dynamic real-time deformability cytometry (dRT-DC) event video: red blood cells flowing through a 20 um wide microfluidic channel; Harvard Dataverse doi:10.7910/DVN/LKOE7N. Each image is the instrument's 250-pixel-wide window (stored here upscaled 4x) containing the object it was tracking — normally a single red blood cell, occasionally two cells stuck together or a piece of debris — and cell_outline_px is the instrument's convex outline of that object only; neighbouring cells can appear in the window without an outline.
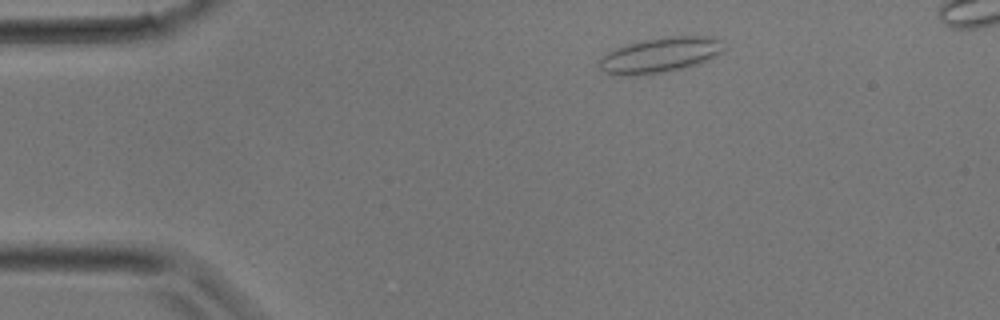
{"species": "common noctule bat (a hibernating species)", "species_latin": "Nyctalus noctula", "temperature_condition": "room temperature", "stored_images_in_passage": 3, "camera_frame_rate_fps": 3000, "um_per_image_px": 0.085, "animal": {"sex": "male", "body_mass_g": 17.9}, "frame": {"image": 1, "passage_image": 1, "time_ms": 0.0, "image_size_px": [1000, 320], "cell_outline_px": [[724, 48], [720, 52], [696, 64], [684, 68], [660, 72], [632, 76], [612, 76], [600, 72], [600, 56], [612, 48], [624, 44], [664, 36], [708, 36], [720, 40]], "centroid_in_image_um": [55.96, 4.68], "position_along_channel_um": 29.0, "area_um2": 25.66}}